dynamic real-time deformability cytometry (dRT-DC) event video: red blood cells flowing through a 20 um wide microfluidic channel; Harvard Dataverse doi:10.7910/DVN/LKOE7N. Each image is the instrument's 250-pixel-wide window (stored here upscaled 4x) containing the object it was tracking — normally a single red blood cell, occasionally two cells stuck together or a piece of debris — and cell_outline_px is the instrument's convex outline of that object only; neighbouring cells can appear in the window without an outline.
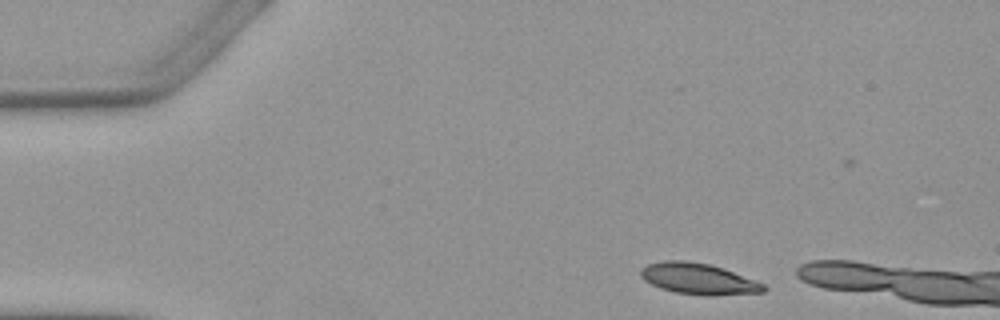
{"species": "Egyptian fruit bat (a non-hibernating species)", "species_latin": "Rousettus aegyptiacus", "temperature_condition": "warm", "stored_images_in_passage": 3, "camera_frame_rate_fps": 3000, "um_per_image_px": 0.085, "animal": {"sex": "female"}, "frame": {"image": 1, "passage_image": 1, "time_ms": 0.0, "image_size_px": [1000, 320], "cell_outline_px": [[768, 288], [764, 292], [676, 292], [660, 288], [644, 280], [640, 276], [640, 268], [648, 264], [664, 260], [688, 260], [708, 264], [724, 268], [764, 284]], "centroid_in_image_um": [59.26, 23.62], "position_along_channel_um": 25.7, "area_um2": 21.04}}